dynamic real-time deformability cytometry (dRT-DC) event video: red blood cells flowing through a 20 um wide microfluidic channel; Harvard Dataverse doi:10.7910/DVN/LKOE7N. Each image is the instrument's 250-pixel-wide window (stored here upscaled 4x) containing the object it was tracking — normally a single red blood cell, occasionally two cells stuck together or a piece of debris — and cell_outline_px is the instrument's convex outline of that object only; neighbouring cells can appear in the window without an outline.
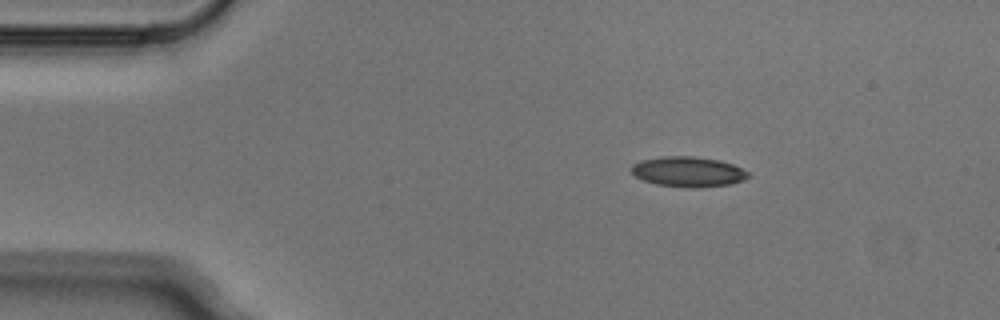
{"species": "Egyptian fruit bat (a non-hibernating species)", "species_latin": "Rousettus aegyptiacus", "temperature_condition": "cold", "stored_images_in_passage": 3, "camera_frame_rate_fps": 3000, "um_per_image_px": 0.085, "animal": {"sex": "male"}, "frame": {"image": 1, "passage_image": 1, "time_ms": 0.0, "image_size_px": [1000, 320], "cell_outline_px": [[748, 176], [740, 180], [728, 184], [696, 188], [684, 188], [656, 184], [644, 180], [636, 176], [632, 172], [632, 164], [640, 160], [664, 156], [692, 156], [720, 160], [732, 164], [748, 172]], "centroid_in_image_um": [58.45, 14.59], "position_along_channel_um": 26.6, "area_um2": 20.35}}